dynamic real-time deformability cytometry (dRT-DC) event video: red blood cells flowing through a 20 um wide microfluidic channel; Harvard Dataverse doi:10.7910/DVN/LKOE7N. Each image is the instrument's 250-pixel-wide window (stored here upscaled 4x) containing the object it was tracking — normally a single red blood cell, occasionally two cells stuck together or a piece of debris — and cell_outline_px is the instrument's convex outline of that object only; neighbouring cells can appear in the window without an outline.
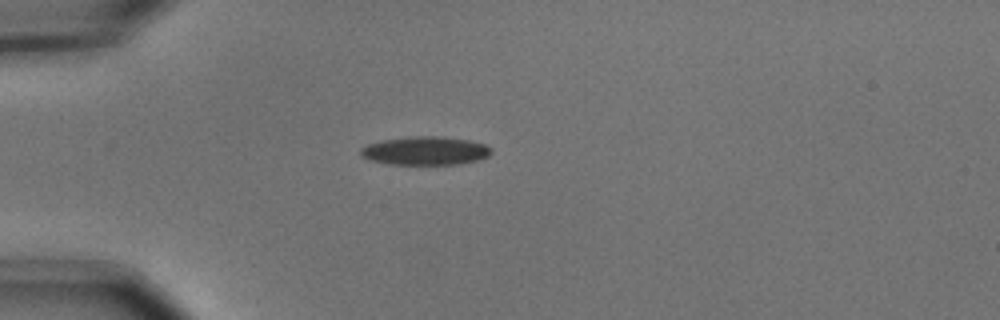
{"species": "common noctule bat (a hibernating species)", "species_latin": "Nyctalus noctula", "temperature_condition": "cold", "stored_images_in_passage": 7, "camera_frame_rate_fps": 3000, "um_per_image_px": 0.085, "animal": {"sex": "male", "body_mass_g": 15.6}, "frame": {"image": 1, "passage_image": 4, "time_ms": 1.0, "image_size_px": [1000, 320], "cell_outline_px": [[492, 152], [488, 156], [476, 160], [456, 164], [388, 164], [372, 160], [360, 156], [360, 148], [368, 144], [380, 140], [412, 136], [444, 136], [468, 140], [484, 144], [492, 148]], "centroid_in_image_um": [36.13, 12.8], "position_along_channel_um": 48.9, "area_um2": 21.68}}
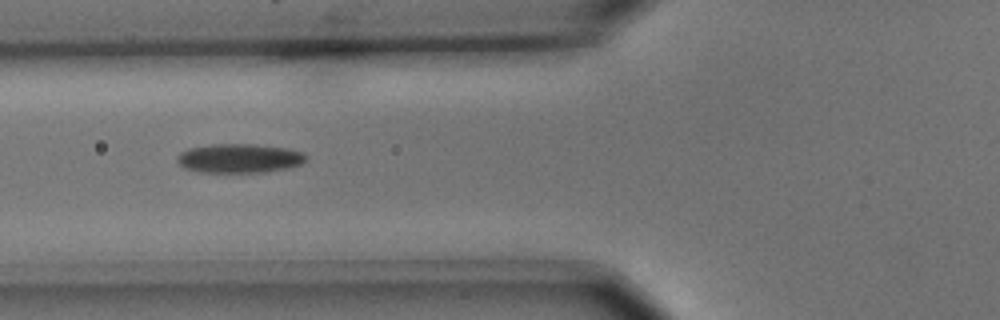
{"frame": {"image": 2, "passage_image": 6, "time_ms": 1.667, "image_size_px": [1000, 320], "cell_outline_px": [[308, 156], [300, 164], [288, 168], [264, 172], [200, 172], [184, 168], [176, 160], [176, 156], [180, 152], [188, 148], [212, 144], [256, 144], [288, 148], [304, 152]], "centroid_in_image_um": [20.33, 13.45], "position_along_channel_um": 105.5, "area_um2": 22.02}}
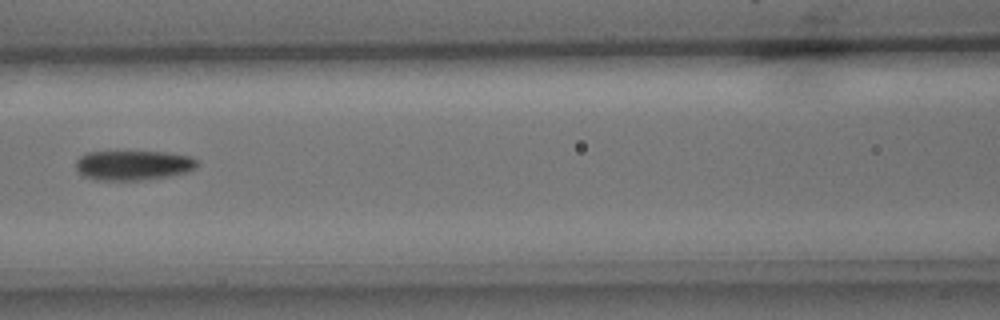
{"frame": {"image": 3, "passage_image": 7, "time_ms": 2.0, "image_size_px": [1000, 320], "cell_outline_px": [[200, 160], [196, 168], [188, 172], [168, 176], [140, 180], [96, 180], [84, 176], [76, 168], [76, 160], [80, 156], [88, 152], [168, 152], [192, 156]], "centroid_in_image_um": [11.38, 14.04], "position_along_channel_um": 155.2, "area_um2": 21.15}}